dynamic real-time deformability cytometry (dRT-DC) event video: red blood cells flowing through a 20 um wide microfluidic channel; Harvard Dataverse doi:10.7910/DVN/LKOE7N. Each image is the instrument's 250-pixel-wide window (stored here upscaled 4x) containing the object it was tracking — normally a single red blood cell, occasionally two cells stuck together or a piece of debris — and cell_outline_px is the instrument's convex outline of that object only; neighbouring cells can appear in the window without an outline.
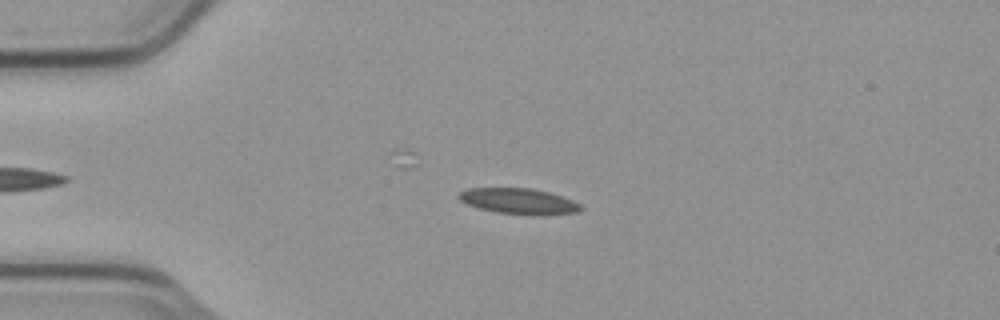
{"species": "common noctule bat (a hibernating species)", "species_latin": "Nyctalus noctula", "temperature_condition": "cold", "stored_images_in_passage": 4, "camera_frame_rate_fps": 3000, "um_per_image_px": 0.085, "animal": {"sex": "male", "body_mass_g": 23.1, "forearm_length_mm": 52.7}, "frame": {"image": 1, "passage_image": 3, "time_ms": 0.667, "image_size_px": [1000, 320], "cell_outline_px": [[584, 208], [580, 212], [536, 216], [532, 216], [496, 212], [480, 208], [468, 204], [460, 200], [456, 196], [460, 192], [468, 188], [532, 188], [548, 192], [572, 200], [580, 204]], "centroid_in_image_um": [44.12, 17.11], "position_along_channel_um": 40.9, "area_um2": 18.44}}